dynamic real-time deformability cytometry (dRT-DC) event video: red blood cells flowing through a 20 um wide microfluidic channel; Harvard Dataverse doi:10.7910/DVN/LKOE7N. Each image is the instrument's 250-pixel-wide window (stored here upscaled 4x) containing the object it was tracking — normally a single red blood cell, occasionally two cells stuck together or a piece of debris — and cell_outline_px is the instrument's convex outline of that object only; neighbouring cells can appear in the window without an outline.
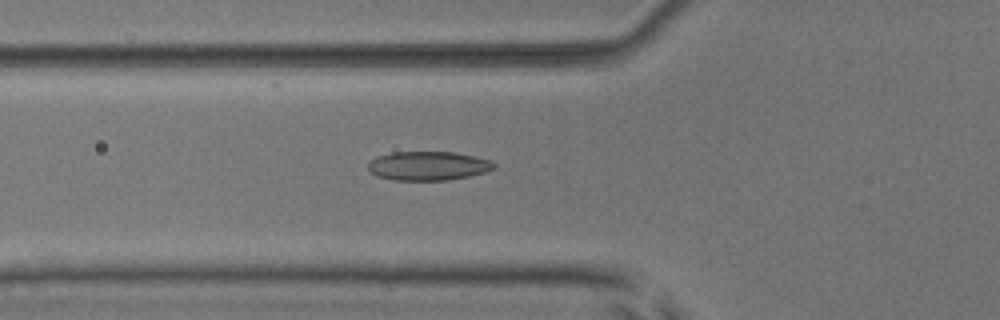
{"species": "common noctule bat (a hibernating species)", "species_latin": "Nyctalus noctula", "temperature_condition": "room temperature", "stored_images_in_passage": 44, "camera_frame_rate_fps": 3000, "um_per_image_px": 0.085, "animal": {"sex": "male", "body_mass_g": 17.9, "forearm_length_mm": 54.2}, "frame": {"image": 1, "passage_image": 11, "time_ms": 3.333, "image_size_px": [1000, 320], "cell_outline_px": [[496, 168], [484, 172], [468, 176], [448, 180], [396, 180], [376, 176], [368, 168], [368, 160], [376, 156], [392, 152], [456, 152], [492, 160], [496, 164]], "centroid_in_image_um": [36.39, 14.09], "position_along_channel_um": 89.4, "area_um2": 21.39}}
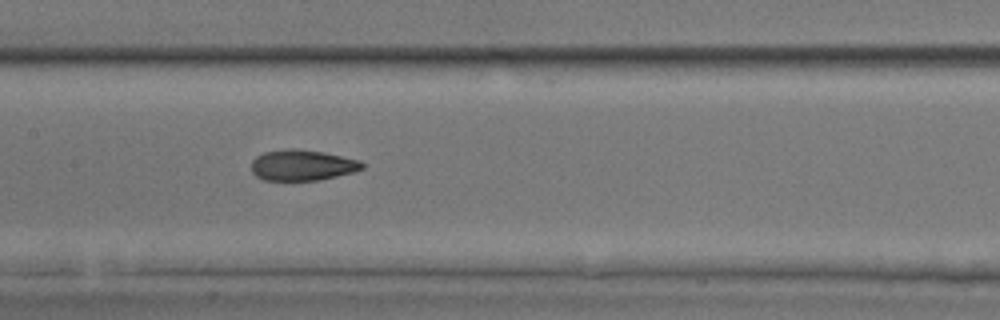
{"frame": {"image": 2, "passage_image": 18, "time_ms": 5.667, "image_size_px": [1000, 320], "cell_outline_px": [[364, 168], [352, 172], [320, 180], [264, 180], [256, 176], [252, 172], [252, 160], [256, 156], [264, 152], [288, 148], [292, 148], [324, 152], [360, 160], [364, 164]], "centroid_in_image_um": [25.68, 14.03], "position_along_channel_um": 181.7, "area_um2": 19.88}}
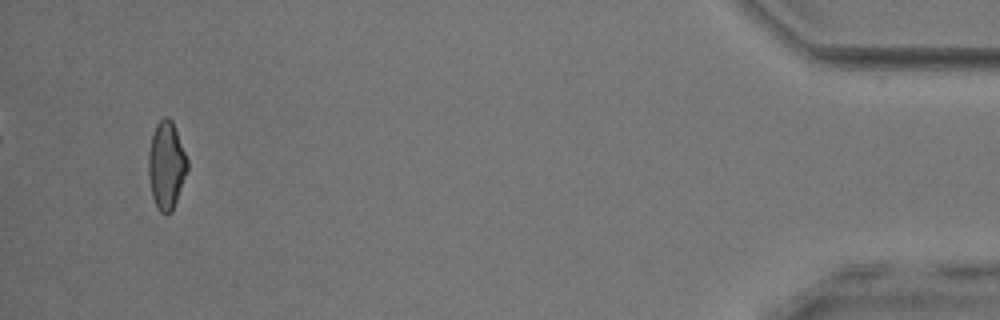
{"frame": {"image": 3, "passage_image": 42, "time_ms": 13.667, "image_size_px": [1000, 320], "cell_outline_px": [[188, 168], [172, 212], [164, 216], [156, 208], [152, 196], [148, 176], [148, 152], [152, 136], [156, 124], [164, 116], [168, 116], [172, 120], [188, 160]], "centroid_in_image_um": [14.13, 14.08], "position_along_channel_um": 421.1, "area_um2": 20.0}, "authors_computed_cell_mechanics": {"area_um2": 20.0566, "velocity_mm_per_s": 3.9472, "shape_relaxation_time_tau1_ms": 6.9585, "shape_relaxation_time_tau2_ms": 2.0422, "deformation_change_tau1": 0.2003, "deformation_change_tau2": 0.0756}}